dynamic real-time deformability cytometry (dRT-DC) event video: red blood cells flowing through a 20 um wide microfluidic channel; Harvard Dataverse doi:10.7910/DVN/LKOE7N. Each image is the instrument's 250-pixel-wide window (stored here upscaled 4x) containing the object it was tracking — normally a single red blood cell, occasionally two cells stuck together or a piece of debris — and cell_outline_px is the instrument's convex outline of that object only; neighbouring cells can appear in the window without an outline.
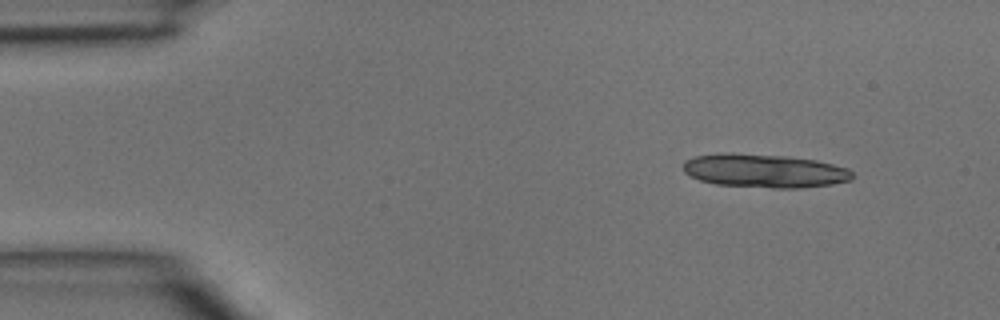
{"species": "common noctule bat (a hibernating species)", "species_latin": "Nyctalus noctula", "temperature_condition": "room temperature", "stored_images_in_passage": 3, "camera_frame_rate_fps": 3000, "um_per_image_px": 0.085, "animal": {"sex": "male", "body_mass_g": 15.6}, "frame": {"image": 1, "passage_image": 1, "time_ms": 0.0, "image_size_px": [1000, 320], "cell_outline_px": [[852, 180], [832, 184], [800, 188], [772, 188], [716, 184], [700, 180], [684, 172], [684, 160], [696, 156], [720, 152], [732, 152], [788, 156], [816, 160], [848, 168], [852, 172]], "centroid_in_image_um": [64.97, 14.51], "position_along_channel_um": 20.0, "area_um2": 33.29}}